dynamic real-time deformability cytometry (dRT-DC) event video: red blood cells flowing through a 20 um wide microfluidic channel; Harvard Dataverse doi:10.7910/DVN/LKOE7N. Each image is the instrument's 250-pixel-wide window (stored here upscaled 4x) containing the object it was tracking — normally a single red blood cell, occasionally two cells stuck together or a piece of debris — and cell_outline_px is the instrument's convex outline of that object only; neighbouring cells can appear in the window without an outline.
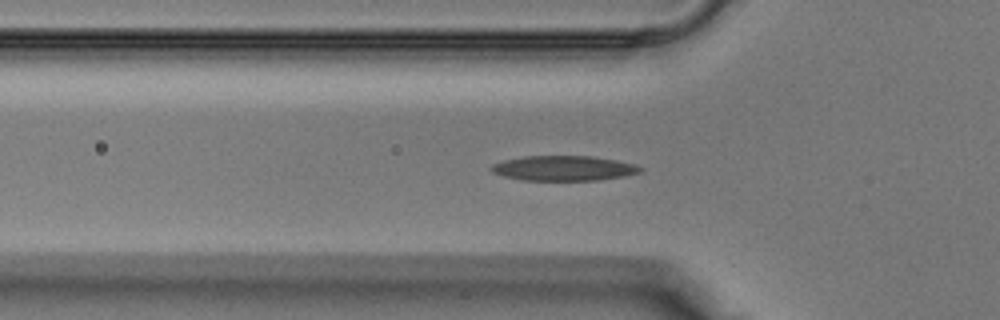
{"species": "Egyptian fruit bat (a non-hibernating species)", "species_latin": "Rousettus aegyptiacus", "temperature_condition": "warm", "stored_images_in_passage": 34, "camera_frame_rate_fps": 3000, "um_per_image_px": 0.085, "animal": {"sex": "male"}, "frame": {"image": 1, "passage_image": 12, "time_ms": 3.667, "image_size_px": [1000, 320], "cell_outline_px": [[644, 168], [640, 172], [624, 176], [596, 180], [524, 180], [504, 176], [492, 172], [488, 168], [492, 164], [504, 160], [524, 156], [592, 156], [616, 160], [636, 164]], "centroid_in_image_um": [47.91, 14.29], "position_along_channel_um": 77.9, "area_um2": 21.68}}
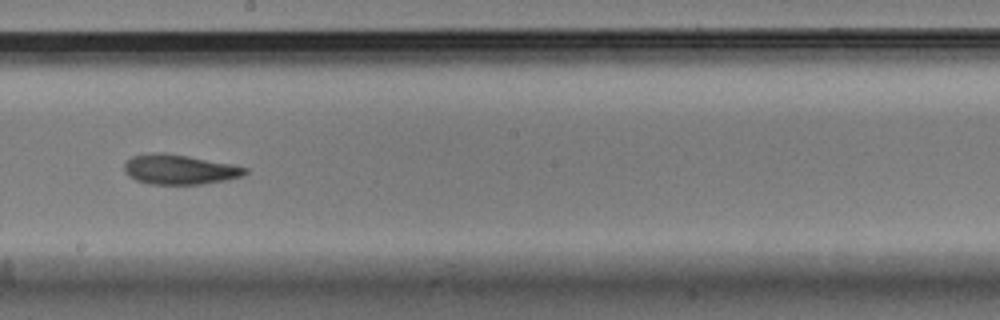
{"frame": {"image": 2, "passage_image": 21, "time_ms": 6.667, "image_size_px": [1000, 320], "cell_outline_px": [[248, 172], [240, 176], [224, 180], [200, 184], [148, 184], [136, 180], [128, 176], [124, 172], [124, 164], [132, 156], [148, 152], [164, 152], [188, 156], [232, 164], [248, 168]], "centroid_in_image_um": [15.2, 14.39], "position_along_channel_um": 233.0, "area_um2": 21.04}}
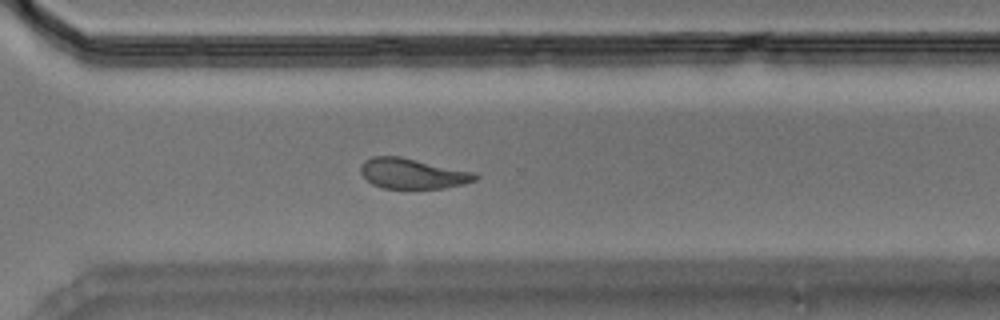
{"frame": {"image": 3, "passage_image": 27, "time_ms": 8.667, "image_size_px": [1000, 320], "cell_outline_px": [[480, 176], [476, 180], [464, 184], [444, 188], [384, 188], [372, 184], [360, 172], [360, 164], [364, 160], [372, 156], [400, 156], [476, 172]], "centroid_in_image_um": [35.09, 14.74], "position_along_channel_um": 335.5, "area_um2": 20.4}}